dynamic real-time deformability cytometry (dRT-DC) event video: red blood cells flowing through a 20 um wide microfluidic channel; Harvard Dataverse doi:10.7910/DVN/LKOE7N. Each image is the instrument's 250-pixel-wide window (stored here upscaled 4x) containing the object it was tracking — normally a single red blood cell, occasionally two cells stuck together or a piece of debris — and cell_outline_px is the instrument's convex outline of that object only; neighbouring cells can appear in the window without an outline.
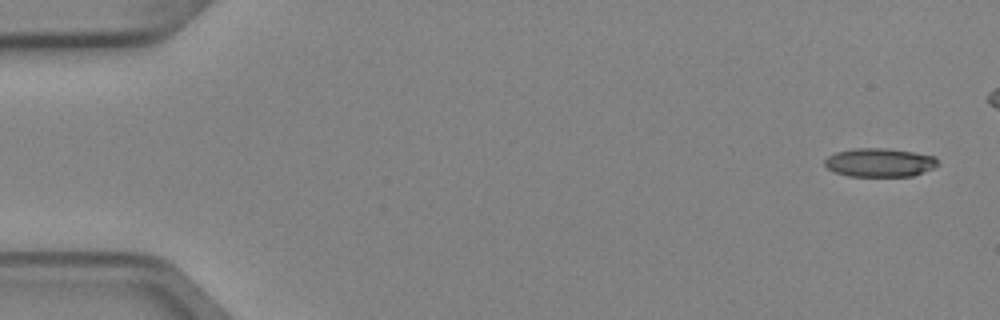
{"species": "Egyptian fruit bat (a non-hibernating species)", "species_latin": "Rousettus aegyptiacus", "temperature_condition": "cold", "stored_images_in_passage": 5, "camera_frame_rate_fps": 3000, "um_per_image_px": 0.085, "animal": {"sex": "female"}, "frame": {"image": 1, "passage_image": 1, "time_ms": 0.0, "image_size_px": [1000, 320], "cell_outline_px": [[940, 164], [932, 168], [912, 176], [848, 176], [836, 172], [828, 168], [824, 164], [824, 160], [828, 156], [836, 152], [856, 148], [884, 148], [912, 152], [936, 156]], "centroid_in_image_um": [74.77, 13.81], "position_along_channel_um": 10.2, "area_um2": 18.79}}
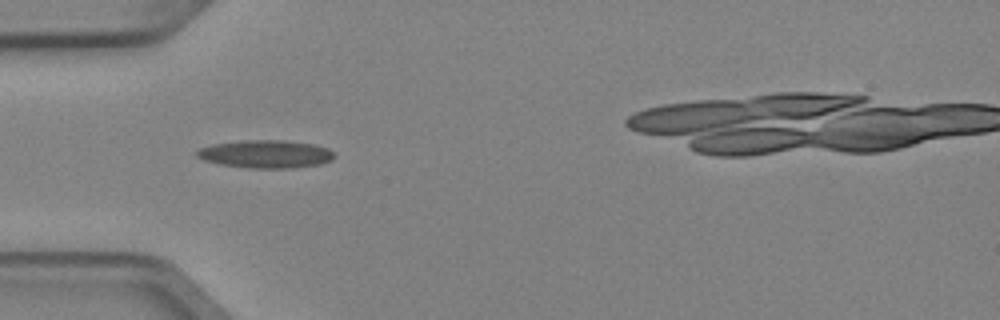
{"frame": {"image": 2, "passage_image": 5, "time_ms": 1.333, "image_size_px": [1000, 320], "cell_outline_px": [[336, 156], [332, 160], [320, 164], [292, 168], [248, 168], [220, 164], [204, 160], [196, 156], [196, 148], [212, 144], [240, 140], [284, 140], [312, 144], [328, 148], [336, 152]], "centroid_in_image_um": [22.58, 13.09], "position_along_channel_um": 62.4, "area_um2": 22.66}}